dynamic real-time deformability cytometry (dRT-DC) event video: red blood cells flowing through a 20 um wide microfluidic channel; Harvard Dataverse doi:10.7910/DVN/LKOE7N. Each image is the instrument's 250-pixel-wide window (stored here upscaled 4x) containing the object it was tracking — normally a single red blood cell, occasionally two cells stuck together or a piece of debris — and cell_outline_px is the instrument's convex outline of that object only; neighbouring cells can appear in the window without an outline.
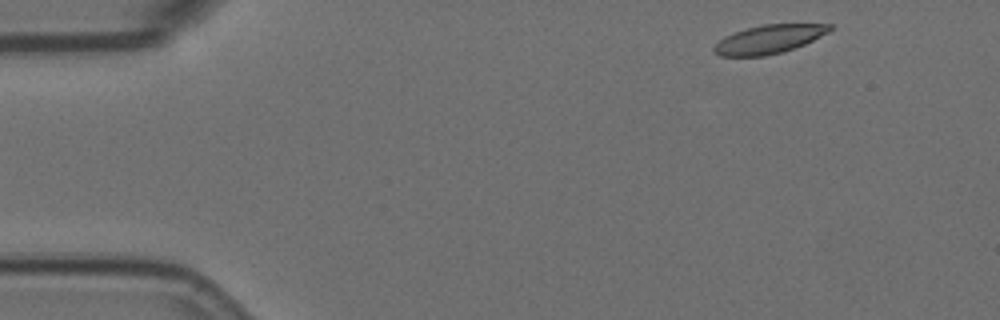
{"species": "Egyptian fruit bat (a non-hibernating species)", "species_latin": "Rousettus aegyptiacus", "temperature_condition": "room temperature", "stored_images_in_passage": 5, "camera_frame_rate_fps": 3000, "um_per_image_px": 0.085, "animal": {"sex": "female"}, "frame": {"image": 1, "passage_image": 1, "time_ms": 0.0, "image_size_px": [1000, 320], "cell_outline_px": [[832, 28], [828, 32], [804, 44], [780, 52], [764, 56], [720, 56], [712, 52], [712, 48], [724, 36], [748, 28], [764, 24], [832, 24]], "centroid_in_image_um": [65.32, 3.34], "position_along_channel_um": 19.7, "area_um2": 18.96}}
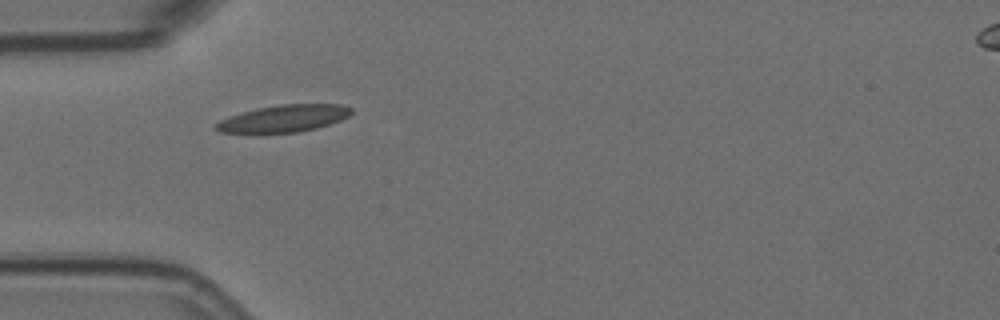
{"frame": {"image": 2, "passage_image": 4, "time_ms": 1.0, "image_size_px": [1000, 320], "cell_outline_px": [[352, 112], [348, 116], [340, 120], [316, 128], [296, 132], [220, 132], [212, 128], [220, 120], [244, 112], [260, 108], [280, 104], [340, 104], [352, 108]], "centroid_in_image_um": [24.16, 10.06], "position_along_channel_um": 60.8, "area_um2": 20.81}}
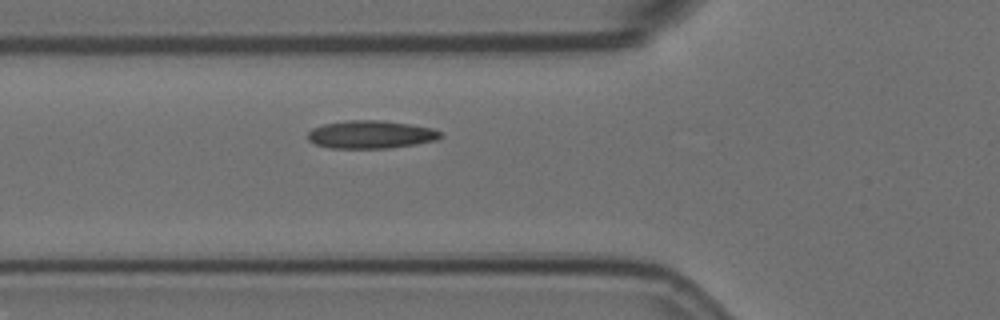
{"frame": {"image": 3, "passage_image": 5, "time_ms": 1.333, "image_size_px": [1000, 320], "cell_outline_px": [[444, 136], [436, 140], [416, 144], [392, 148], [328, 148], [316, 144], [308, 140], [308, 132], [312, 128], [324, 124], [348, 120], [384, 120], [412, 124], [432, 128], [440, 132]], "centroid_in_image_um": [31.54, 11.43], "position_along_channel_um": 94.3, "area_um2": 21.79}}